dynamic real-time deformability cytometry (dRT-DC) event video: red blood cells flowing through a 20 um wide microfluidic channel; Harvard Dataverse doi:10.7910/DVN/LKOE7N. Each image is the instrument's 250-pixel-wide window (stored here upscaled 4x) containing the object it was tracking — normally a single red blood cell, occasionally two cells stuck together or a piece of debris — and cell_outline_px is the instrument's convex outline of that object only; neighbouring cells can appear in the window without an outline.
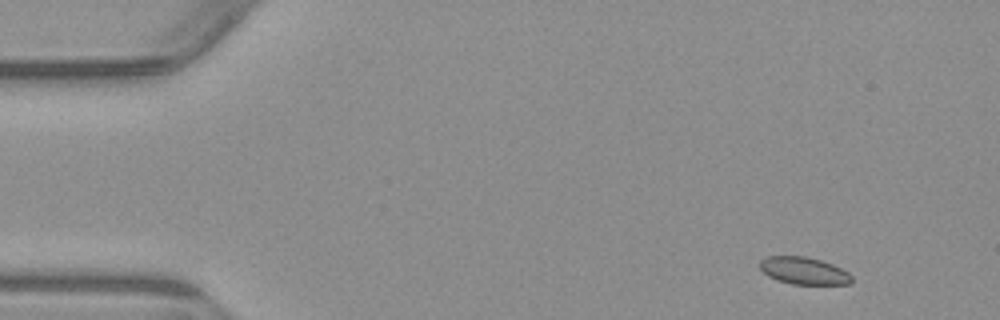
{"species": "common noctule bat (a hibernating species)", "species_latin": "Nyctalus noctula", "temperature_condition": "warm", "stored_images_in_passage": 5, "segment_of_instrument_passage": [1, 2], "camera_frame_rate_fps": 3000, "um_per_image_px": 0.085, "animal": {"sex": "male", "body_mass_g": 23.1, "forearm_length_mm": 52.7}, "frame": {"image": 1, "passage_image": 1, "time_ms": 0.0, "image_size_px": [1000, 320], "cell_outline_px": [[852, 284], [792, 284], [768, 276], [760, 268], [760, 260], [768, 256], [808, 256], [832, 264], [848, 272], [852, 276]], "centroid_in_image_um": [68.34, 23.01], "position_along_channel_um": 16.7, "area_um2": 14.51}}